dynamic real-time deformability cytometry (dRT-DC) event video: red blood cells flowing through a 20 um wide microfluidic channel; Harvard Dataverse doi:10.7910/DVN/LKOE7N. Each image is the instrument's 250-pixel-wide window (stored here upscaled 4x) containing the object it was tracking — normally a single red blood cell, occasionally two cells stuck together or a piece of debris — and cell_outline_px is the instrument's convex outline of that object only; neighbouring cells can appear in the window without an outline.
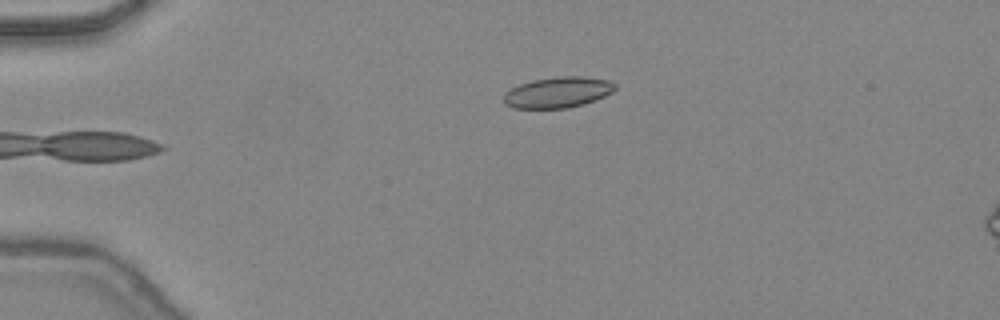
{"species": "common noctule bat (a hibernating species)", "species_latin": "Nyctalus noctula", "temperature_condition": "warm", "stored_images_in_passage": 31, "camera_frame_rate_fps": 3000, "um_per_image_px": 0.085, "animal": {"sex": "female", "body_mass_g": 24.6, "forearm_length_mm": 56.2}, "frame": {"image": 1, "passage_image": 1, "time_ms": 0.0, "image_size_px": [1000, 320], "cell_outline_px": [[616, 88], [612, 92], [604, 96], [584, 104], [568, 108], [512, 108], [504, 104], [504, 92], [520, 84], [532, 80], [560, 76], [580, 76], [608, 80], [616, 84]], "centroid_in_image_um": [47.4, 7.85], "position_along_channel_um": 37.6, "area_um2": 20.0}}
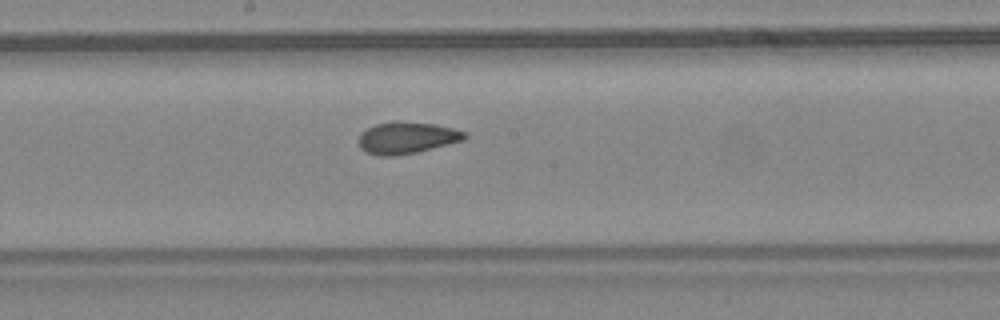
{"frame": {"image": 2, "passage_image": 16, "time_ms": 5.0, "image_size_px": [1000, 320], "cell_outline_px": [[468, 136], [464, 140], [416, 152], [396, 156], [380, 156], [364, 152], [360, 148], [360, 136], [368, 128], [376, 124], [392, 120], [396, 120], [436, 124], [468, 132]], "centroid_in_image_um": [34.6, 11.7], "position_along_channel_um": 213.6, "area_um2": 19.71}}
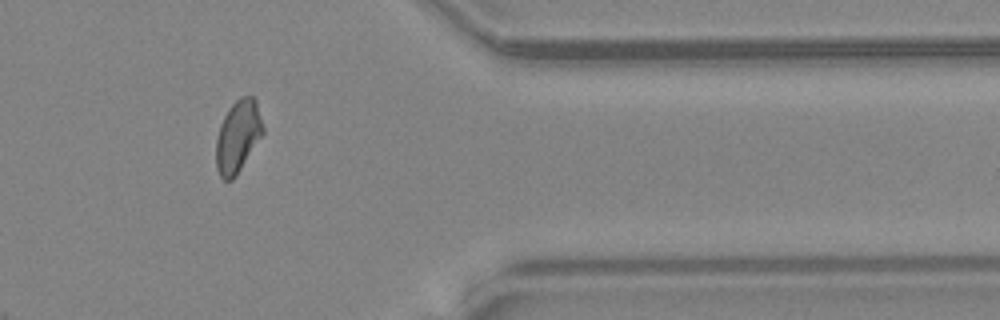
{"frame": {"image": 3, "passage_image": 29, "time_ms": 9.333, "image_size_px": [1000, 320], "cell_outline_px": [[264, 132], [236, 176], [232, 180], [224, 180], [220, 176], [216, 168], [216, 140], [220, 124], [224, 116], [232, 104], [240, 96], [252, 96], [256, 100], [264, 128]], "centroid_in_image_um": [20.22, 11.59], "position_along_channel_um": 391.2, "area_um2": 19.65}, "authors_computed_cell_mechanics": {"area_um2": 19.7098, "velocity_mm_per_s": 4.4783, "shape_relaxation_time_tau1_ms": 9.4549, "shape_relaxation_time_tau2_ms": 1.214, "deformation_change_tau1": 0.1845, "deformation_change_tau2": 0.0697}}